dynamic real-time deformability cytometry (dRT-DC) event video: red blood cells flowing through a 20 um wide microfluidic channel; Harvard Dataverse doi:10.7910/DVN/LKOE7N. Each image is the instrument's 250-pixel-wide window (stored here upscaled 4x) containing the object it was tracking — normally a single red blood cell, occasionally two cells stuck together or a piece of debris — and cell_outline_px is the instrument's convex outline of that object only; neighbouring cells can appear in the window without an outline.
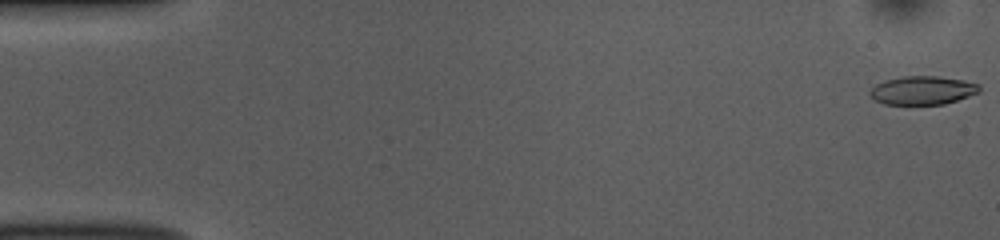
{"species": "common noctule bat (a hibernating species)", "species_latin": "Nyctalus noctula", "temperature_condition": "room temperature", "stored_images_in_passage": 54, "camera_frame_rate_fps": 3000, "um_per_image_px": 0.085, "animal": {"sex": "female", "body_mass_g": 10.0, "forearm_length_mm": 53.1}, "frame": {"image": 1, "passage_image": 1, "time_ms": 0.0, "image_size_px": [1000, 240], "cell_outline_px": [[980, 92], [944, 104], [884, 104], [876, 100], [868, 92], [876, 84], [888, 80], [904, 76], [936, 76], [964, 80], [980, 84]], "centroid_in_image_um": [78.45, 7.67], "position_along_channel_um": 6.6, "area_um2": 17.98}}
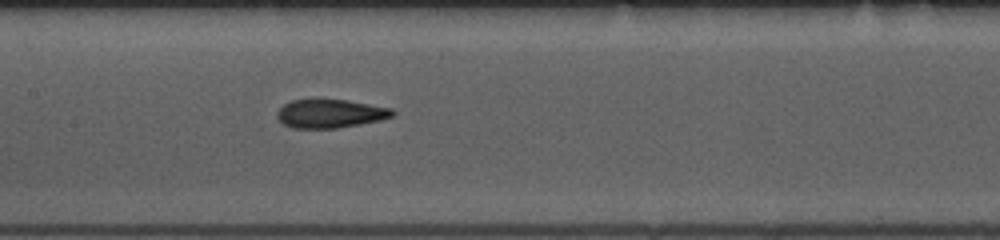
{"frame": {"image": 2, "passage_image": 26, "time_ms": 8.333, "image_size_px": [1000, 240], "cell_outline_px": [[396, 112], [392, 116], [380, 120], [360, 124], [336, 128], [292, 128], [284, 124], [276, 116], [276, 112], [284, 104], [292, 100], [312, 96], [344, 100], [392, 108]], "centroid_in_image_um": [28.01, 9.61], "position_along_channel_um": 179.4, "area_um2": 19.71}}
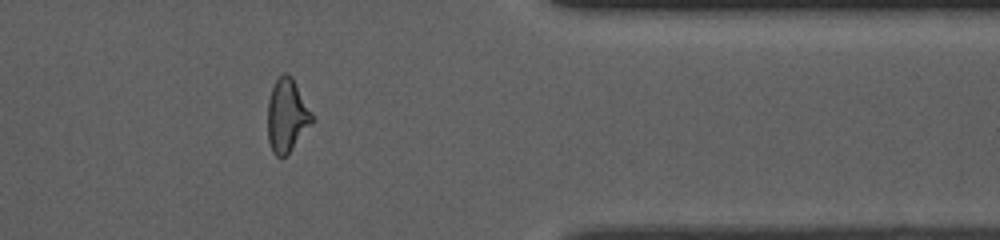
{"frame": {"image": 3, "passage_image": 44, "time_ms": 14.333, "image_size_px": [1000, 240], "cell_outline_px": [[316, 120], [288, 152], [280, 160], [272, 152], [268, 140], [268, 100], [272, 88], [276, 80], [284, 72], [288, 72], [292, 76], [316, 116]], "centroid_in_image_um": [24.43, 9.8], "position_along_channel_um": 387.0, "area_um2": 19.36}, "authors_computed_cell_mechanics": {"area_um2": 19.2185, "velocity_mm_per_s": 3.7502, "shape_relaxation_time_tau1_ms": 3.8776, "shape_relaxation_time_tau2_ms": 2.0704, "deformation_change_tau1": 0.1551, "deformation_change_tau2": 0.1078}}